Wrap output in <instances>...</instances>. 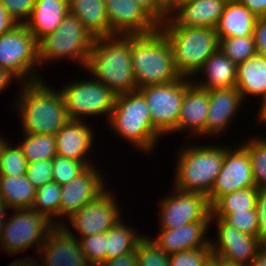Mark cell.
Wrapping results in <instances>:
<instances>
[{
    "mask_svg": "<svg viewBox=\"0 0 266 266\" xmlns=\"http://www.w3.org/2000/svg\"><path fill=\"white\" fill-rule=\"evenodd\" d=\"M85 69L116 95L138 90L131 62V35L94 38Z\"/></svg>",
    "mask_w": 266,
    "mask_h": 266,
    "instance_id": "6da1fadb",
    "label": "cell"
},
{
    "mask_svg": "<svg viewBox=\"0 0 266 266\" xmlns=\"http://www.w3.org/2000/svg\"><path fill=\"white\" fill-rule=\"evenodd\" d=\"M39 80L25 83L13 105L19 110L23 133L56 135L70 120L60 91Z\"/></svg>",
    "mask_w": 266,
    "mask_h": 266,
    "instance_id": "7a4b0ae2",
    "label": "cell"
},
{
    "mask_svg": "<svg viewBox=\"0 0 266 266\" xmlns=\"http://www.w3.org/2000/svg\"><path fill=\"white\" fill-rule=\"evenodd\" d=\"M131 62L137 88L179 80L172 49L157 28L148 34L131 35Z\"/></svg>",
    "mask_w": 266,
    "mask_h": 266,
    "instance_id": "3957f363",
    "label": "cell"
},
{
    "mask_svg": "<svg viewBox=\"0 0 266 266\" xmlns=\"http://www.w3.org/2000/svg\"><path fill=\"white\" fill-rule=\"evenodd\" d=\"M158 28L169 42L177 71L194 79L206 60L219 49V38L213 27H180L170 16Z\"/></svg>",
    "mask_w": 266,
    "mask_h": 266,
    "instance_id": "277c9868",
    "label": "cell"
},
{
    "mask_svg": "<svg viewBox=\"0 0 266 266\" xmlns=\"http://www.w3.org/2000/svg\"><path fill=\"white\" fill-rule=\"evenodd\" d=\"M107 122L115 134L144 153L153 151L162 136L153 127L147 101L139 90L116 95Z\"/></svg>",
    "mask_w": 266,
    "mask_h": 266,
    "instance_id": "5b68a950",
    "label": "cell"
},
{
    "mask_svg": "<svg viewBox=\"0 0 266 266\" xmlns=\"http://www.w3.org/2000/svg\"><path fill=\"white\" fill-rule=\"evenodd\" d=\"M173 188L209 196L224 161V147L188 145L179 150Z\"/></svg>",
    "mask_w": 266,
    "mask_h": 266,
    "instance_id": "8992f818",
    "label": "cell"
},
{
    "mask_svg": "<svg viewBox=\"0 0 266 266\" xmlns=\"http://www.w3.org/2000/svg\"><path fill=\"white\" fill-rule=\"evenodd\" d=\"M94 38L82 22L68 13L57 29L38 42L39 64L60 59L76 61L85 68Z\"/></svg>",
    "mask_w": 266,
    "mask_h": 266,
    "instance_id": "52a82bcc",
    "label": "cell"
},
{
    "mask_svg": "<svg viewBox=\"0 0 266 266\" xmlns=\"http://www.w3.org/2000/svg\"><path fill=\"white\" fill-rule=\"evenodd\" d=\"M37 66L40 68L38 42L24 24L0 36L1 68L25 84L42 80Z\"/></svg>",
    "mask_w": 266,
    "mask_h": 266,
    "instance_id": "ba28073f",
    "label": "cell"
},
{
    "mask_svg": "<svg viewBox=\"0 0 266 266\" xmlns=\"http://www.w3.org/2000/svg\"><path fill=\"white\" fill-rule=\"evenodd\" d=\"M13 212L5 222L0 248L10 256L25 252L32 246L39 251L55 224L33 209H15Z\"/></svg>",
    "mask_w": 266,
    "mask_h": 266,
    "instance_id": "9c48e42d",
    "label": "cell"
},
{
    "mask_svg": "<svg viewBox=\"0 0 266 266\" xmlns=\"http://www.w3.org/2000/svg\"><path fill=\"white\" fill-rule=\"evenodd\" d=\"M191 83L192 78L182 76L173 82L138 89L147 101L153 127L161 135L177 132L183 97Z\"/></svg>",
    "mask_w": 266,
    "mask_h": 266,
    "instance_id": "30bf717a",
    "label": "cell"
},
{
    "mask_svg": "<svg viewBox=\"0 0 266 266\" xmlns=\"http://www.w3.org/2000/svg\"><path fill=\"white\" fill-rule=\"evenodd\" d=\"M73 82L65 84L60 90L69 119L86 120L85 116L88 118L96 115H107L109 119L116 94L94 78Z\"/></svg>",
    "mask_w": 266,
    "mask_h": 266,
    "instance_id": "8fae6325",
    "label": "cell"
},
{
    "mask_svg": "<svg viewBox=\"0 0 266 266\" xmlns=\"http://www.w3.org/2000/svg\"><path fill=\"white\" fill-rule=\"evenodd\" d=\"M168 195L159 206L161 229H177L193 222H210L211 206L206 195L176 188Z\"/></svg>",
    "mask_w": 266,
    "mask_h": 266,
    "instance_id": "7c38bea8",
    "label": "cell"
},
{
    "mask_svg": "<svg viewBox=\"0 0 266 266\" xmlns=\"http://www.w3.org/2000/svg\"><path fill=\"white\" fill-rule=\"evenodd\" d=\"M213 221L217 227L218 238L216 243L210 239L213 256L228 263L250 266L265 245L258 237L238 231L221 218H210V223Z\"/></svg>",
    "mask_w": 266,
    "mask_h": 266,
    "instance_id": "4fadbf2b",
    "label": "cell"
},
{
    "mask_svg": "<svg viewBox=\"0 0 266 266\" xmlns=\"http://www.w3.org/2000/svg\"><path fill=\"white\" fill-rule=\"evenodd\" d=\"M224 147V161L213 188L208 196L210 206L220 197L236 190L256 186L251 158L247 150L241 145L232 149Z\"/></svg>",
    "mask_w": 266,
    "mask_h": 266,
    "instance_id": "5bb4252c",
    "label": "cell"
},
{
    "mask_svg": "<svg viewBox=\"0 0 266 266\" xmlns=\"http://www.w3.org/2000/svg\"><path fill=\"white\" fill-rule=\"evenodd\" d=\"M114 197L113 193L107 190L98 199L84 205L69 217L73 229L80 234L79 238L105 233L122 219L121 208Z\"/></svg>",
    "mask_w": 266,
    "mask_h": 266,
    "instance_id": "9a60e30c",
    "label": "cell"
},
{
    "mask_svg": "<svg viewBox=\"0 0 266 266\" xmlns=\"http://www.w3.org/2000/svg\"><path fill=\"white\" fill-rule=\"evenodd\" d=\"M64 221L55 225L37 252L41 266H91L84 256L77 237Z\"/></svg>",
    "mask_w": 266,
    "mask_h": 266,
    "instance_id": "2e32d148",
    "label": "cell"
},
{
    "mask_svg": "<svg viewBox=\"0 0 266 266\" xmlns=\"http://www.w3.org/2000/svg\"><path fill=\"white\" fill-rule=\"evenodd\" d=\"M99 170L95 165L89 166L83 173L61 185V200L59 203V219L65 221L74 212L79 211L84 205L98 199L106 189Z\"/></svg>",
    "mask_w": 266,
    "mask_h": 266,
    "instance_id": "e0dca14e",
    "label": "cell"
},
{
    "mask_svg": "<svg viewBox=\"0 0 266 266\" xmlns=\"http://www.w3.org/2000/svg\"><path fill=\"white\" fill-rule=\"evenodd\" d=\"M110 36L154 32L159 24L134 0H104Z\"/></svg>",
    "mask_w": 266,
    "mask_h": 266,
    "instance_id": "ac0fdd59",
    "label": "cell"
},
{
    "mask_svg": "<svg viewBox=\"0 0 266 266\" xmlns=\"http://www.w3.org/2000/svg\"><path fill=\"white\" fill-rule=\"evenodd\" d=\"M236 86L209 90V112L205 125V135L217 137L232 123L233 117L243 103Z\"/></svg>",
    "mask_w": 266,
    "mask_h": 266,
    "instance_id": "d6986e66",
    "label": "cell"
},
{
    "mask_svg": "<svg viewBox=\"0 0 266 266\" xmlns=\"http://www.w3.org/2000/svg\"><path fill=\"white\" fill-rule=\"evenodd\" d=\"M93 127L87 125L82 120L70 119L55 135L57 155L73 159L76 161H84L88 166L93 165L89 161L90 148L93 144Z\"/></svg>",
    "mask_w": 266,
    "mask_h": 266,
    "instance_id": "ffe728a7",
    "label": "cell"
},
{
    "mask_svg": "<svg viewBox=\"0 0 266 266\" xmlns=\"http://www.w3.org/2000/svg\"><path fill=\"white\" fill-rule=\"evenodd\" d=\"M209 112V90L193 82L185 90L177 123V132L189 131L192 135L205 136V125ZM189 129V130H188Z\"/></svg>",
    "mask_w": 266,
    "mask_h": 266,
    "instance_id": "44dd1931",
    "label": "cell"
},
{
    "mask_svg": "<svg viewBox=\"0 0 266 266\" xmlns=\"http://www.w3.org/2000/svg\"><path fill=\"white\" fill-rule=\"evenodd\" d=\"M209 226L210 222H193L177 229H160L159 235L152 240L168 255L199 247H211L210 239L205 236Z\"/></svg>",
    "mask_w": 266,
    "mask_h": 266,
    "instance_id": "7402d4cb",
    "label": "cell"
},
{
    "mask_svg": "<svg viewBox=\"0 0 266 266\" xmlns=\"http://www.w3.org/2000/svg\"><path fill=\"white\" fill-rule=\"evenodd\" d=\"M226 0H192L180 5L170 17L180 27L216 28Z\"/></svg>",
    "mask_w": 266,
    "mask_h": 266,
    "instance_id": "603a6c76",
    "label": "cell"
},
{
    "mask_svg": "<svg viewBox=\"0 0 266 266\" xmlns=\"http://www.w3.org/2000/svg\"><path fill=\"white\" fill-rule=\"evenodd\" d=\"M69 13V0H36L27 29L37 42L53 33Z\"/></svg>",
    "mask_w": 266,
    "mask_h": 266,
    "instance_id": "cb8c5ba5",
    "label": "cell"
},
{
    "mask_svg": "<svg viewBox=\"0 0 266 266\" xmlns=\"http://www.w3.org/2000/svg\"><path fill=\"white\" fill-rule=\"evenodd\" d=\"M237 65L231 61L220 49L215 51L203 64V66L195 74V78L199 77L200 72L203 73L204 80L192 82L206 90L231 88L236 86ZM206 78V79H205Z\"/></svg>",
    "mask_w": 266,
    "mask_h": 266,
    "instance_id": "d4e9b609",
    "label": "cell"
},
{
    "mask_svg": "<svg viewBox=\"0 0 266 266\" xmlns=\"http://www.w3.org/2000/svg\"><path fill=\"white\" fill-rule=\"evenodd\" d=\"M257 18L245 5L236 0L227 1L215 28L218 38L253 35Z\"/></svg>",
    "mask_w": 266,
    "mask_h": 266,
    "instance_id": "484cf974",
    "label": "cell"
},
{
    "mask_svg": "<svg viewBox=\"0 0 266 266\" xmlns=\"http://www.w3.org/2000/svg\"><path fill=\"white\" fill-rule=\"evenodd\" d=\"M69 13L82 22L93 38L110 36L104 0H69Z\"/></svg>",
    "mask_w": 266,
    "mask_h": 266,
    "instance_id": "4316f807",
    "label": "cell"
},
{
    "mask_svg": "<svg viewBox=\"0 0 266 266\" xmlns=\"http://www.w3.org/2000/svg\"><path fill=\"white\" fill-rule=\"evenodd\" d=\"M236 88L243 101L248 96H261L264 98L266 88V56L256 53L250 59L237 65Z\"/></svg>",
    "mask_w": 266,
    "mask_h": 266,
    "instance_id": "83f0119b",
    "label": "cell"
},
{
    "mask_svg": "<svg viewBox=\"0 0 266 266\" xmlns=\"http://www.w3.org/2000/svg\"><path fill=\"white\" fill-rule=\"evenodd\" d=\"M36 190L26 175L0 176V196L14 210L32 209Z\"/></svg>",
    "mask_w": 266,
    "mask_h": 266,
    "instance_id": "f1b7e54d",
    "label": "cell"
},
{
    "mask_svg": "<svg viewBox=\"0 0 266 266\" xmlns=\"http://www.w3.org/2000/svg\"><path fill=\"white\" fill-rule=\"evenodd\" d=\"M144 235H139L132 227L119 220L106 232L105 261L130 253Z\"/></svg>",
    "mask_w": 266,
    "mask_h": 266,
    "instance_id": "f546056e",
    "label": "cell"
},
{
    "mask_svg": "<svg viewBox=\"0 0 266 266\" xmlns=\"http://www.w3.org/2000/svg\"><path fill=\"white\" fill-rule=\"evenodd\" d=\"M19 146L28 163L53 160L57 155L56 137L50 134L24 133Z\"/></svg>",
    "mask_w": 266,
    "mask_h": 266,
    "instance_id": "4dcf8cb0",
    "label": "cell"
},
{
    "mask_svg": "<svg viewBox=\"0 0 266 266\" xmlns=\"http://www.w3.org/2000/svg\"><path fill=\"white\" fill-rule=\"evenodd\" d=\"M259 189L245 187L220 197L212 206L211 213H233L256 209Z\"/></svg>",
    "mask_w": 266,
    "mask_h": 266,
    "instance_id": "1f68e13d",
    "label": "cell"
},
{
    "mask_svg": "<svg viewBox=\"0 0 266 266\" xmlns=\"http://www.w3.org/2000/svg\"><path fill=\"white\" fill-rule=\"evenodd\" d=\"M60 195L61 185L54 181L46 183L36 190L35 202L32 209L45 215L55 225H60V220H54L55 217L59 218Z\"/></svg>",
    "mask_w": 266,
    "mask_h": 266,
    "instance_id": "d6a6232c",
    "label": "cell"
},
{
    "mask_svg": "<svg viewBox=\"0 0 266 266\" xmlns=\"http://www.w3.org/2000/svg\"><path fill=\"white\" fill-rule=\"evenodd\" d=\"M252 137L241 145L247 150L252 163V174L258 189H266V140L264 137Z\"/></svg>",
    "mask_w": 266,
    "mask_h": 266,
    "instance_id": "836d02e7",
    "label": "cell"
},
{
    "mask_svg": "<svg viewBox=\"0 0 266 266\" xmlns=\"http://www.w3.org/2000/svg\"><path fill=\"white\" fill-rule=\"evenodd\" d=\"M219 49L236 65L257 53L254 35L219 39Z\"/></svg>",
    "mask_w": 266,
    "mask_h": 266,
    "instance_id": "e575fe53",
    "label": "cell"
},
{
    "mask_svg": "<svg viewBox=\"0 0 266 266\" xmlns=\"http://www.w3.org/2000/svg\"><path fill=\"white\" fill-rule=\"evenodd\" d=\"M8 142L0 155V176L26 175L28 162L19 144L12 146Z\"/></svg>",
    "mask_w": 266,
    "mask_h": 266,
    "instance_id": "d590c367",
    "label": "cell"
},
{
    "mask_svg": "<svg viewBox=\"0 0 266 266\" xmlns=\"http://www.w3.org/2000/svg\"><path fill=\"white\" fill-rule=\"evenodd\" d=\"M149 237L143 236L136 245L137 266H170L169 255Z\"/></svg>",
    "mask_w": 266,
    "mask_h": 266,
    "instance_id": "8d00e7d4",
    "label": "cell"
},
{
    "mask_svg": "<svg viewBox=\"0 0 266 266\" xmlns=\"http://www.w3.org/2000/svg\"><path fill=\"white\" fill-rule=\"evenodd\" d=\"M210 218H221L238 231L258 237V216L256 209L233 213H211Z\"/></svg>",
    "mask_w": 266,
    "mask_h": 266,
    "instance_id": "74e56055",
    "label": "cell"
},
{
    "mask_svg": "<svg viewBox=\"0 0 266 266\" xmlns=\"http://www.w3.org/2000/svg\"><path fill=\"white\" fill-rule=\"evenodd\" d=\"M53 181L64 185L83 173L89 166L84 161L68 159L56 155L52 160Z\"/></svg>",
    "mask_w": 266,
    "mask_h": 266,
    "instance_id": "f35d334b",
    "label": "cell"
},
{
    "mask_svg": "<svg viewBox=\"0 0 266 266\" xmlns=\"http://www.w3.org/2000/svg\"><path fill=\"white\" fill-rule=\"evenodd\" d=\"M77 239H79L81 250L91 266H99L105 262L106 232Z\"/></svg>",
    "mask_w": 266,
    "mask_h": 266,
    "instance_id": "ab89813d",
    "label": "cell"
},
{
    "mask_svg": "<svg viewBox=\"0 0 266 266\" xmlns=\"http://www.w3.org/2000/svg\"><path fill=\"white\" fill-rule=\"evenodd\" d=\"M212 254L211 247H199L169 255L170 266H203Z\"/></svg>",
    "mask_w": 266,
    "mask_h": 266,
    "instance_id": "60d3db41",
    "label": "cell"
},
{
    "mask_svg": "<svg viewBox=\"0 0 266 266\" xmlns=\"http://www.w3.org/2000/svg\"><path fill=\"white\" fill-rule=\"evenodd\" d=\"M52 170V160L31 162L28 163L26 177L38 189L53 181Z\"/></svg>",
    "mask_w": 266,
    "mask_h": 266,
    "instance_id": "b9f144b4",
    "label": "cell"
},
{
    "mask_svg": "<svg viewBox=\"0 0 266 266\" xmlns=\"http://www.w3.org/2000/svg\"><path fill=\"white\" fill-rule=\"evenodd\" d=\"M36 0H0L8 14L18 23L25 24L30 17Z\"/></svg>",
    "mask_w": 266,
    "mask_h": 266,
    "instance_id": "7bdbcfd3",
    "label": "cell"
},
{
    "mask_svg": "<svg viewBox=\"0 0 266 266\" xmlns=\"http://www.w3.org/2000/svg\"><path fill=\"white\" fill-rule=\"evenodd\" d=\"M138 3L158 24L167 17L166 3L164 0H134Z\"/></svg>",
    "mask_w": 266,
    "mask_h": 266,
    "instance_id": "ee69618b",
    "label": "cell"
},
{
    "mask_svg": "<svg viewBox=\"0 0 266 266\" xmlns=\"http://www.w3.org/2000/svg\"><path fill=\"white\" fill-rule=\"evenodd\" d=\"M258 238L266 245V189H259L256 201Z\"/></svg>",
    "mask_w": 266,
    "mask_h": 266,
    "instance_id": "f6af8a7d",
    "label": "cell"
},
{
    "mask_svg": "<svg viewBox=\"0 0 266 266\" xmlns=\"http://www.w3.org/2000/svg\"><path fill=\"white\" fill-rule=\"evenodd\" d=\"M253 35L257 53L266 56V17L257 18Z\"/></svg>",
    "mask_w": 266,
    "mask_h": 266,
    "instance_id": "bcb514c9",
    "label": "cell"
},
{
    "mask_svg": "<svg viewBox=\"0 0 266 266\" xmlns=\"http://www.w3.org/2000/svg\"><path fill=\"white\" fill-rule=\"evenodd\" d=\"M99 266H137V256L135 250L130 253L120 255L117 258L107 260Z\"/></svg>",
    "mask_w": 266,
    "mask_h": 266,
    "instance_id": "7dc6e473",
    "label": "cell"
},
{
    "mask_svg": "<svg viewBox=\"0 0 266 266\" xmlns=\"http://www.w3.org/2000/svg\"><path fill=\"white\" fill-rule=\"evenodd\" d=\"M245 5L258 18L266 17V0H236Z\"/></svg>",
    "mask_w": 266,
    "mask_h": 266,
    "instance_id": "c3c4849f",
    "label": "cell"
},
{
    "mask_svg": "<svg viewBox=\"0 0 266 266\" xmlns=\"http://www.w3.org/2000/svg\"><path fill=\"white\" fill-rule=\"evenodd\" d=\"M18 23L8 14L0 3V36L11 31Z\"/></svg>",
    "mask_w": 266,
    "mask_h": 266,
    "instance_id": "681fc988",
    "label": "cell"
},
{
    "mask_svg": "<svg viewBox=\"0 0 266 266\" xmlns=\"http://www.w3.org/2000/svg\"><path fill=\"white\" fill-rule=\"evenodd\" d=\"M10 209L8 204L6 203L5 200L0 196V237L2 236V232L5 228V222L7 221L8 218H5V215L7 216L8 214L6 213V210Z\"/></svg>",
    "mask_w": 266,
    "mask_h": 266,
    "instance_id": "f907efd6",
    "label": "cell"
},
{
    "mask_svg": "<svg viewBox=\"0 0 266 266\" xmlns=\"http://www.w3.org/2000/svg\"><path fill=\"white\" fill-rule=\"evenodd\" d=\"M15 78L12 76L9 72L4 70L0 67V92L5 90L12 81V79Z\"/></svg>",
    "mask_w": 266,
    "mask_h": 266,
    "instance_id": "816d5d0a",
    "label": "cell"
},
{
    "mask_svg": "<svg viewBox=\"0 0 266 266\" xmlns=\"http://www.w3.org/2000/svg\"><path fill=\"white\" fill-rule=\"evenodd\" d=\"M250 266H266V245L257 253Z\"/></svg>",
    "mask_w": 266,
    "mask_h": 266,
    "instance_id": "f5cc1de1",
    "label": "cell"
},
{
    "mask_svg": "<svg viewBox=\"0 0 266 266\" xmlns=\"http://www.w3.org/2000/svg\"><path fill=\"white\" fill-rule=\"evenodd\" d=\"M192 0H166V10L168 17L182 4L190 2Z\"/></svg>",
    "mask_w": 266,
    "mask_h": 266,
    "instance_id": "db71d44e",
    "label": "cell"
},
{
    "mask_svg": "<svg viewBox=\"0 0 266 266\" xmlns=\"http://www.w3.org/2000/svg\"><path fill=\"white\" fill-rule=\"evenodd\" d=\"M8 266H41L40 264L37 263V261L33 260L32 258H24L23 259H15L13 260L10 265Z\"/></svg>",
    "mask_w": 266,
    "mask_h": 266,
    "instance_id": "11a10c76",
    "label": "cell"
},
{
    "mask_svg": "<svg viewBox=\"0 0 266 266\" xmlns=\"http://www.w3.org/2000/svg\"><path fill=\"white\" fill-rule=\"evenodd\" d=\"M261 108H259V114L257 115L258 116V118L257 119H259V118H262V117H266V88H265V93H264V98L263 99H261Z\"/></svg>",
    "mask_w": 266,
    "mask_h": 266,
    "instance_id": "9f6ffc18",
    "label": "cell"
},
{
    "mask_svg": "<svg viewBox=\"0 0 266 266\" xmlns=\"http://www.w3.org/2000/svg\"><path fill=\"white\" fill-rule=\"evenodd\" d=\"M214 266H241V265L228 263L214 256Z\"/></svg>",
    "mask_w": 266,
    "mask_h": 266,
    "instance_id": "6f0895ef",
    "label": "cell"
},
{
    "mask_svg": "<svg viewBox=\"0 0 266 266\" xmlns=\"http://www.w3.org/2000/svg\"><path fill=\"white\" fill-rule=\"evenodd\" d=\"M7 141V142H6ZM8 143V140L3 139L2 137H0V155L2 154V151L5 147V145Z\"/></svg>",
    "mask_w": 266,
    "mask_h": 266,
    "instance_id": "680465c9",
    "label": "cell"
},
{
    "mask_svg": "<svg viewBox=\"0 0 266 266\" xmlns=\"http://www.w3.org/2000/svg\"><path fill=\"white\" fill-rule=\"evenodd\" d=\"M203 266H214V256L211 257V259L206 262Z\"/></svg>",
    "mask_w": 266,
    "mask_h": 266,
    "instance_id": "91938a15",
    "label": "cell"
},
{
    "mask_svg": "<svg viewBox=\"0 0 266 266\" xmlns=\"http://www.w3.org/2000/svg\"><path fill=\"white\" fill-rule=\"evenodd\" d=\"M257 121H259V123H266V117L259 118ZM264 139L266 140V138Z\"/></svg>",
    "mask_w": 266,
    "mask_h": 266,
    "instance_id": "94428289",
    "label": "cell"
}]
</instances>
